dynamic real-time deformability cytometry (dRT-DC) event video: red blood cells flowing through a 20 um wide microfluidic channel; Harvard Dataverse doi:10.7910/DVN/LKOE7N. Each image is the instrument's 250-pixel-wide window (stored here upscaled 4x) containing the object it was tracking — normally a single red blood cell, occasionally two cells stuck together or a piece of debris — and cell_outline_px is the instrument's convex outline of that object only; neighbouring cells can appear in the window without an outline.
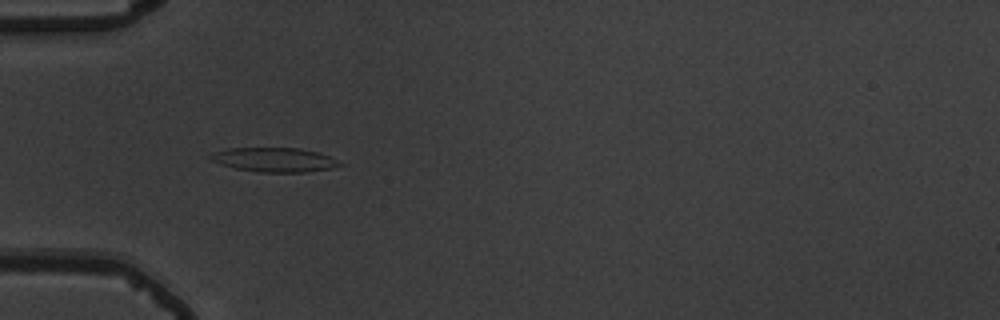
{"species": "common noctule bat (a hibernating species)", "species_latin": "Nyctalus noctula", "temperature_condition": "warm", "stored_images_in_passage": 39, "camera_frame_rate_fps": 3000, "um_per_image_px": 0.085, "animal": {"sex": "male", "body_mass_g": 19.5, "forearm_length_mm": 54.6}, "frame": {"image": 1, "passage_image": 2, "time_ms": 0.333, "image_size_px": [1000, 320], "cell_outline_px": [[344, 164], [332, 168], [304, 172], [260, 172], [236, 168], [220, 164], [212, 160], [208, 156], [216, 152], [228, 148], [300, 148], [316, 152], [328, 156]], "centroid_in_image_um": [23.32, 13.58], "position_along_channel_um": 61.7, "area_um2": 17.98}}
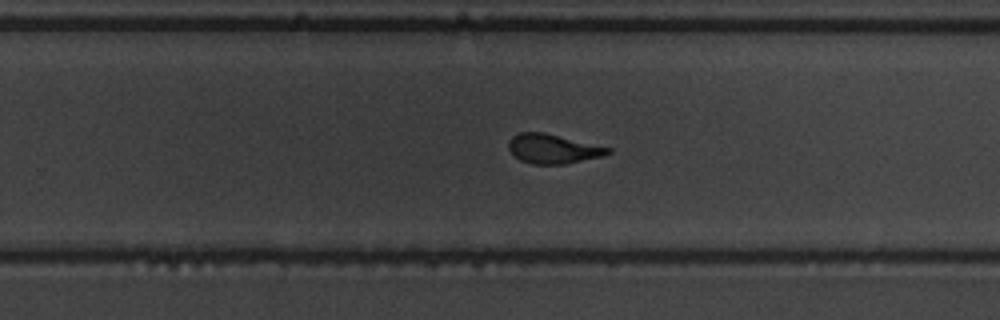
{"frame": {"image": 2, "passage_image": 20, "time_ms": 6.333, "image_size_px": [1000, 320], "cell_outline_px": [[612, 152], [604, 156], [564, 164], [532, 164], [520, 160], [512, 156], [508, 148], [508, 140], [512, 136], [520, 132], [544, 132], [612, 148]], "centroid_in_image_um": [46.98, 12.65], "position_along_channel_um": 282.8, "area_um2": 17.22}}
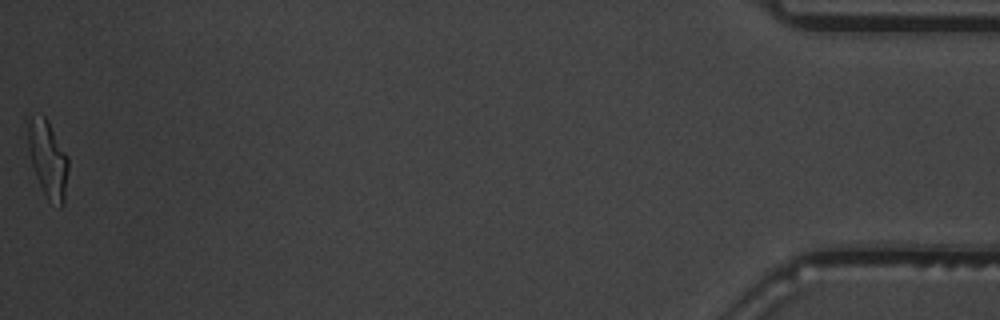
{"frame": {"image": 3, "passage_image": 39, "time_ms": 12.667, "image_size_px": [1000, 320], "cell_outline_px": [[68, 168], [64, 204], [60, 208], [48, 200], [36, 176], [32, 164], [28, 148], [28, 120], [32, 116], [44, 116], [48, 120], [68, 156]], "centroid_in_image_um": [4.09, 13.54], "position_along_channel_um": 431.1, "area_um2": 17.92}, "authors_computed_cell_mechanics": {"area_um2": 17.3978, "velocity_mm_per_s": 3.7585, "shape_relaxation_time_tau1_ms": 5.8448, "shape_relaxation_time_tau2_ms": 1.3298, "deformation_change_tau1": 0.2164, "deformation_change_tau2": 0.0979}}